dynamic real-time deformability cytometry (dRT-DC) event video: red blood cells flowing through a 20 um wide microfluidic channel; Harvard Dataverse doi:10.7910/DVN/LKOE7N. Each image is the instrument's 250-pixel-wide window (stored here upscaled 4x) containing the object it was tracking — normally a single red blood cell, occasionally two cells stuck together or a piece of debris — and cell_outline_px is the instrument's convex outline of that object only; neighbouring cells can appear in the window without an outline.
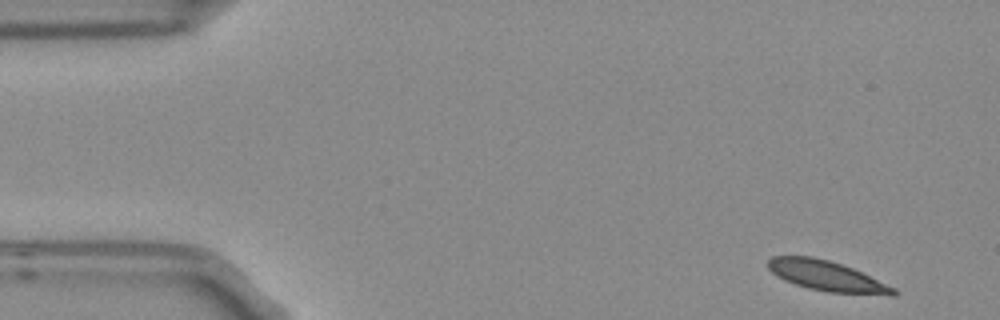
{"species": "Egyptian fruit bat (a non-hibernating species)", "species_latin": "Rousettus aegyptiacus", "temperature_condition": "room temperature", "stored_images_in_passage": 4, "segment_of_instrument_passage": [2, 2], "camera_frame_rate_fps": 3000, "um_per_image_px": 0.085, "frame": {"image": 1, "passage_image": 4, "time_ms": 1.0, "image_size_px": [1000, 320], "cell_outline_px": [[900, 292], [896, 296], [892, 296], [828, 292], [808, 288], [784, 280], [776, 276], [768, 268], [768, 260], [772, 256], [812, 256], [828, 260], [852, 268], [896, 288]], "centroid_in_image_um": [70.32, 23.47], "position_along_channel_um": 14.7, "area_um2": 22.14}}